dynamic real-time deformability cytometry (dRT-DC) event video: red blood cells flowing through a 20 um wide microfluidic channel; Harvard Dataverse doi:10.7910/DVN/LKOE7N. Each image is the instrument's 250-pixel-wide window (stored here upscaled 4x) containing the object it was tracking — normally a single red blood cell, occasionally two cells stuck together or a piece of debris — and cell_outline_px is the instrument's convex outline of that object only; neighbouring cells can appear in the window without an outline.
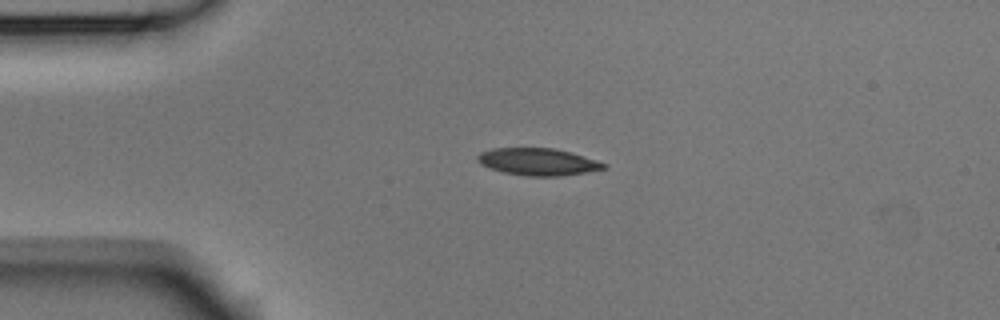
{"species": "Egyptian fruit bat (a non-hibernating species)", "species_latin": "Rousettus aegyptiacus", "temperature_condition": "room temperature", "stored_images_in_passage": 8, "camera_frame_rate_fps": 3000, "um_per_image_px": 0.085, "animal": {"sex": "male"}, "frame": {"image": 1, "passage_image": 1, "time_ms": 0.0, "image_size_px": [1000, 320], "cell_outline_px": [[608, 164], [604, 168], [584, 172], [560, 176], [528, 176], [504, 172], [480, 164], [476, 160], [476, 156], [480, 152], [492, 148], [552, 148], [568, 152], [596, 160]], "centroid_in_image_um": [45.67, 13.74], "position_along_channel_um": 39.3, "area_um2": 19.65}}
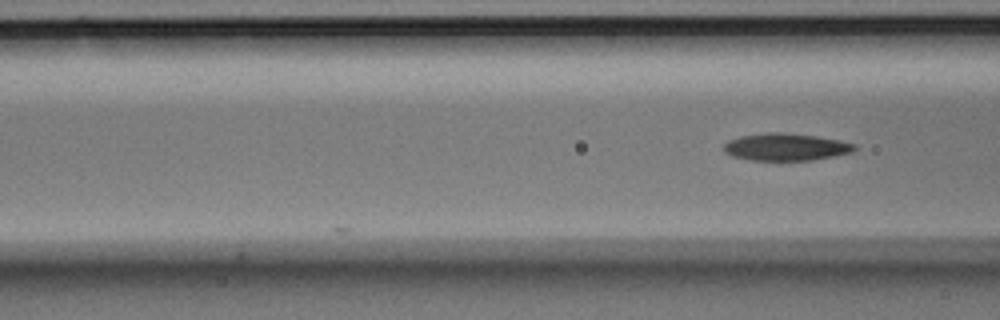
{"frame": {"image": 2, "passage_image": 8, "time_ms": 2.333, "image_size_px": [1000, 320], "cell_outline_px": [[856, 148], [852, 152], [812, 160], [752, 160], [732, 156], [724, 152], [724, 144], [728, 140], [740, 136], [768, 132], [784, 132], [816, 136], [856, 144]], "centroid_in_image_um": [66.76, 12.49], "position_along_channel_um": 99.8, "area_um2": 20.63}}